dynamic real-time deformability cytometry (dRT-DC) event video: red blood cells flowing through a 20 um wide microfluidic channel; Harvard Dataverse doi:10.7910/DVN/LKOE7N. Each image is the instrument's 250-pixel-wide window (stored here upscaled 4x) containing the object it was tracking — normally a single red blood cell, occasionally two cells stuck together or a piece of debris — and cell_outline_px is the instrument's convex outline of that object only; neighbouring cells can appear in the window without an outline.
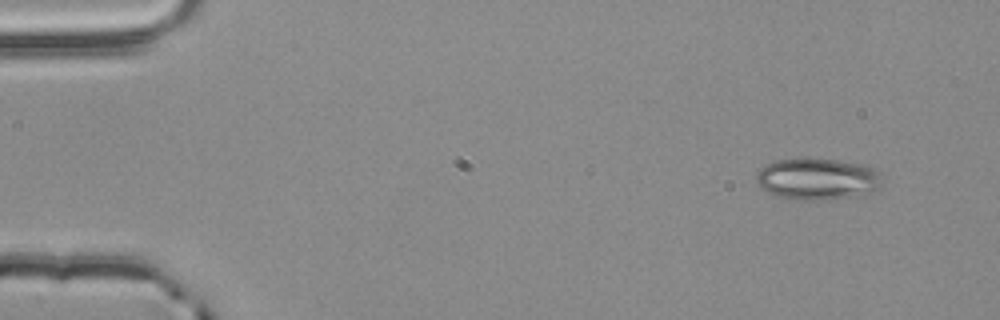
{"species": "common noctule bat (a hibernating species)", "species_latin": "Nyctalus noctula", "temperature_condition": "room temperature", "stored_images_in_passage": 3, "camera_frame_rate_fps": 3000, "um_per_image_px": 0.085, "animal": {"sex": "male", "body_mass_g": 20.4}, "frame": {"image": 1, "passage_image": 1, "time_ms": 0.0, "image_size_px": [1000, 320], "cell_outline_px": [[880, 188], [864, 196], [816, 200], [796, 200], [776, 196], [760, 188], [756, 180], [756, 172], [760, 168], [776, 160], [800, 156], [804, 156], [836, 160], [864, 164], [876, 168], [880, 184]], "centroid_in_image_um": [69.46, 15.2], "position_along_channel_um": 15.5, "area_um2": 31.33}}